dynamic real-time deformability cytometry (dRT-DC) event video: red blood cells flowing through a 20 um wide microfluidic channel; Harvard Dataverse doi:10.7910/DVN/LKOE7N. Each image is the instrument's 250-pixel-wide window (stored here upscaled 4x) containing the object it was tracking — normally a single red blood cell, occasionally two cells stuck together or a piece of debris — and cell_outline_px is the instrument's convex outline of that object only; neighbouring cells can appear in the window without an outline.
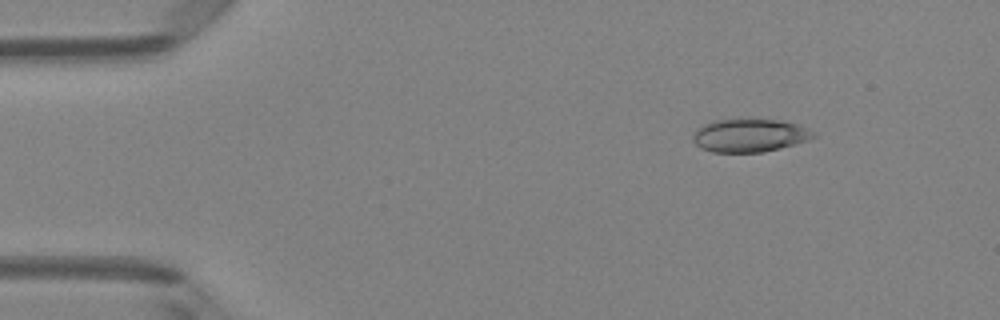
{"species": "Egyptian fruit bat (a non-hibernating species)", "species_latin": "Rousettus aegyptiacus", "temperature_condition": "room temperature", "stored_images_in_passage": 4, "camera_frame_rate_fps": 3000, "um_per_image_px": 0.085, "animal": {"sex": "female"}, "frame": {"image": 1, "passage_image": 2, "time_ms": 0.333, "image_size_px": [1000, 320], "cell_outline_px": [[816, 136], [808, 140], [780, 148], [764, 152], [712, 152], [700, 148], [692, 140], [692, 136], [704, 124], [716, 120], [740, 116], [780, 120], [800, 124], [816, 132]], "centroid_in_image_um": [63.75, 11.46], "position_along_channel_um": 21.3, "area_um2": 24.04}}